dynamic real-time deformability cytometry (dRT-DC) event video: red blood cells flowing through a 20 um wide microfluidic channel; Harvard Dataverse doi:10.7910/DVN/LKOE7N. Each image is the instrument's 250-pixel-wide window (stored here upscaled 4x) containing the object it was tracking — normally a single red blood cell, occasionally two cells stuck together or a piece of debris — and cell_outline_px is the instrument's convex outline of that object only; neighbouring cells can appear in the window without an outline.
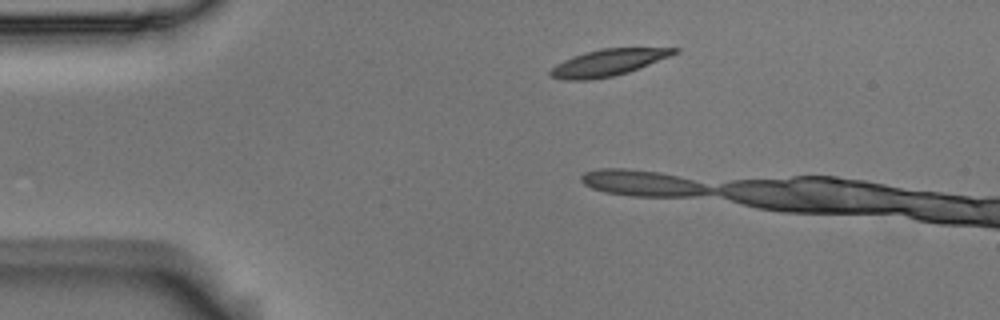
{"species": "Egyptian fruit bat (a non-hibernating species)", "species_latin": "Rousettus aegyptiacus", "temperature_condition": "room temperature", "stored_images_in_passage": 3, "camera_frame_rate_fps": 3000, "um_per_image_px": 0.085, "animal": {"sex": "male"}, "frame": {"image": 1, "passage_image": 1, "time_ms": 0.0, "image_size_px": [1000, 320], "cell_outline_px": [[680, 52], [628, 72], [612, 76], [588, 80], [564, 80], [552, 76], [548, 72], [556, 64], [572, 56], [584, 52], [600, 48], [680, 48]], "centroid_in_image_um": [51.67, 5.31], "position_along_channel_um": 33.3, "area_um2": 19.07}}